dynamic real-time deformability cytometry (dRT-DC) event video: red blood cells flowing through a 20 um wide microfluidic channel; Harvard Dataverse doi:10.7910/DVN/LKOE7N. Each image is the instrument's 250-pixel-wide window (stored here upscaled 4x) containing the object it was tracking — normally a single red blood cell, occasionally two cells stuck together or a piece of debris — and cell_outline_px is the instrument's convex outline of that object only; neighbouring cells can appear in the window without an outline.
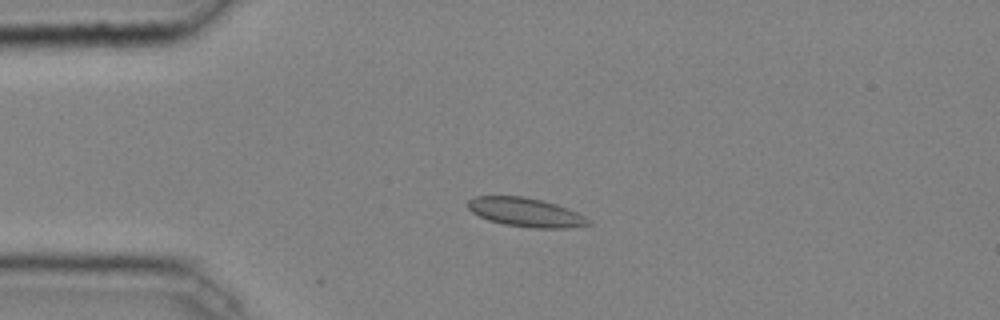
{"species": "common noctule bat (a hibernating species)", "species_latin": "Nyctalus noctula", "temperature_condition": "cold", "stored_images_in_passage": 37, "camera_frame_rate_fps": 3000, "um_per_image_px": 0.085, "animal": {"sex": "male", "body_mass_g": 20.4}, "frame": {"image": 1, "passage_image": 1, "time_ms": 0.0, "image_size_px": [1000, 320], "cell_outline_px": [[592, 224], [568, 228], [536, 228], [504, 224], [488, 220], [472, 212], [468, 208], [468, 200], [476, 196], [524, 196], [556, 204], [568, 208], [584, 216]], "centroid_in_image_um": [44.68, 18.04], "position_along_channel_um": 40.3, "area_um2": 20.11}}
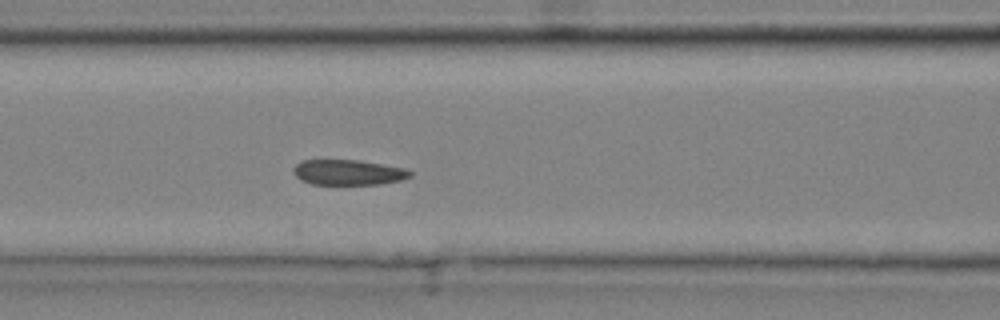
{"frame": {"image": 2, "passage_image": 10, "time_ms": 3.0, "image_size_px": [1000, 320], "cell_outline_px": [[412, 176], [400, 180], [380, 184], [312, 184], [300, 180], [292, 172], [292, 168], [300, 160], [360, 160], [404, 168], [412, 172]], "centroid_in_image_um": [29.56, 14.64], "position_along_channel_um": 137.0, "area_um2": 17.28}}
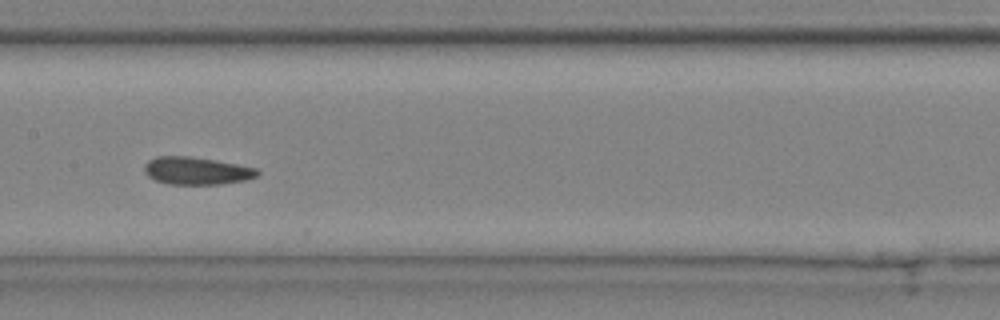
{"frame": {"image": 3, "passage_image": 14, "time_ms": 4.333, "image_size_px": [1000, 320], "cell_outline_px": [[260, 172], [256, 176], [248, 180], [220, 184], [168, 184], [156, 180], [148, 176], [144, 172], [144, 164], [148, 160], [156, 156], [188, 156], [216, 160], [256, 168]], "centroid_in_image_um": [16.69, 14.51], "position_along_channel_um": 190.7, "area_um2": 18.21}, "authors_computed_cell_mechanics": {"area_um2": 17.9758, "velocity_mm_per_s": 4.0324, "shape_relaxation_time_tau1_ms": 6.005, "shape_relaxation_time_tau2_ms": 1.8807, "deformation_change_tau1": 0.1207, "deformation_change_tau2": 0.0555}}